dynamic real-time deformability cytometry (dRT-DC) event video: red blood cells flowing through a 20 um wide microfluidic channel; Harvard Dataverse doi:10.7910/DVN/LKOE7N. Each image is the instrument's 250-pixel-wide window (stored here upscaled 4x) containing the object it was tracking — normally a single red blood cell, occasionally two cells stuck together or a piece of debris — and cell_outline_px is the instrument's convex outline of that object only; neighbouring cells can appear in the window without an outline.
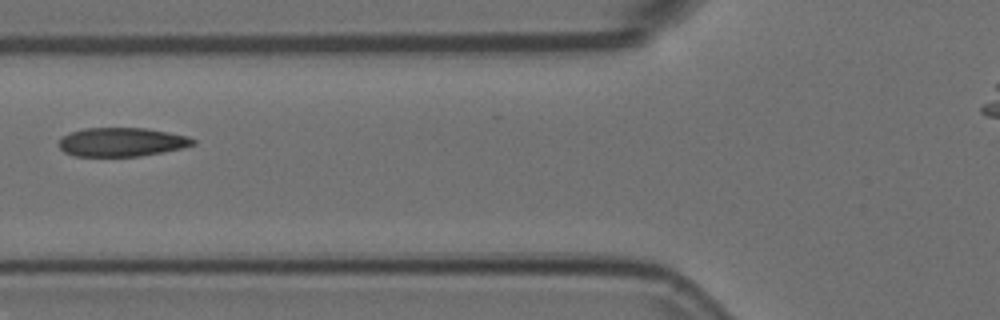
{"species": "Egyptian fruit bat (a non-hibernating species)", "species_latin": "Rousettus aegyptiacus", "temperature_condition": "room temperature", "stored_images_in_passage": 6, "camera_frame_rate_fps": 3000, "um_per_image_px": 0.085, "animal": {"sex": "female"}, "frame": {"image": 1, "passage_image": 2, "time_ms": 0.333, "image_size_px": [1000, 320], "cell_outline_px": [[196, 144], [180, 148], [140, 156], [72, 156], [64, 152], [56, 144], [68, 132], [84, 128], [144, 128], [168, 132], [188, 136], [196, 140]], "centroid_in_image_um": [10.3, 12.07], "position_along_channel_um": 115.5, "area_um2": 22.54}}
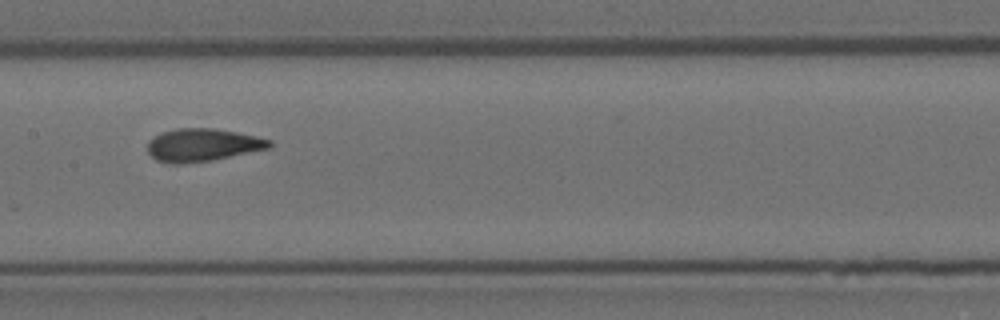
{"frame": {"image": 2, "passage_image": 4, "time_ms": 1.0, "image_size_px": [1000, 320], "cell_outline_px": [[272, 148], [212, 160], [176, 164], [168, 164], [156, 160], [148, 152], [148, 140], [160, 132], [176, 128], [216, 128], [236, 132], [272, 140]], "centroid_in_image_um": [17.21, 12.32], "position_along_channel_um": 190.2, "area_um2": 23.47}}
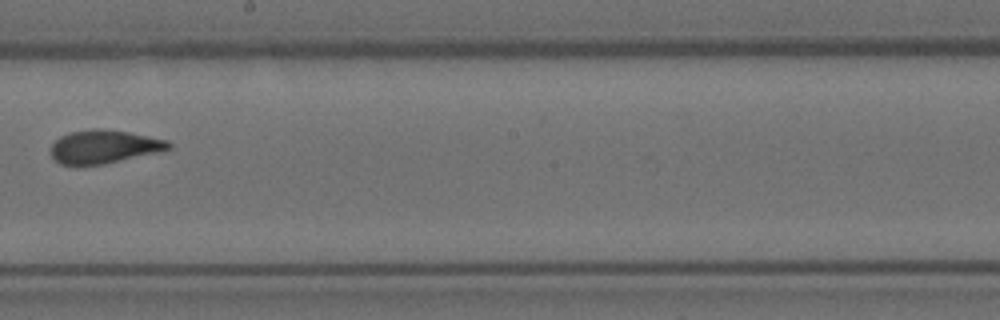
{"frame": {"image": 3, "passage_image": 5, "time_ms": 1.333, "image_size_px": [1000, 320], "cell_outline_px": [[172, 148], [156, 152], [104, 164], [60, 164], [52, 156], [52, 144], [60, 136], [72, 132], [92, 128], [104, 128], [128, 132], [168, 140], [172, 144]], "centroid_in_image_um": [8.86, 12.45], "position_along_channel_um": 239.3, "area_um2": 22.54}}